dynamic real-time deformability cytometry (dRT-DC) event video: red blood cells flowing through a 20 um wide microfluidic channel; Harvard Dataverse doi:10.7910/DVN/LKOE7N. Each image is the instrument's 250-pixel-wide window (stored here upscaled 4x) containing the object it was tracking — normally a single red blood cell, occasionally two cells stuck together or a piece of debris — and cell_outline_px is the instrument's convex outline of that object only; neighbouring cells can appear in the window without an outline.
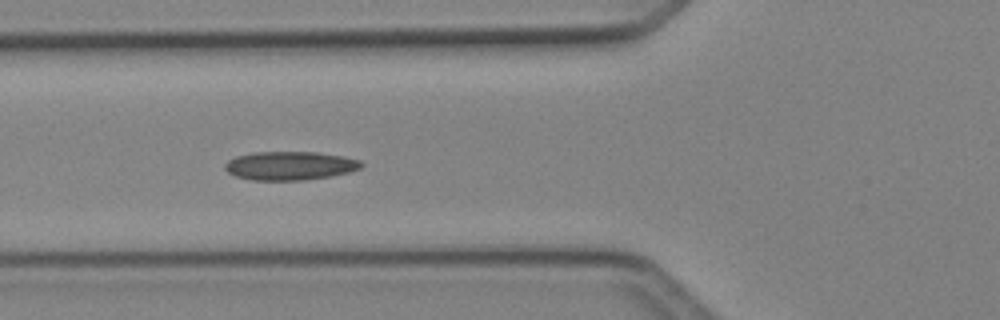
{"species": "Egyptian fruit bat (a non-hibernating species)", "species_latin": "Rousettus aegyptiacus", "temperature_condition": "cold", "stored_images_in_passage": 15, "camera_frame_rate_fps": 3000, "um_per_image_px": 0.085, "animal": {"sex": "female"}, "frame": {"image": 1, "passage_image": 5, "time_ms": 1.333, "image_size_px": [1000, 320], "cell_outline_px": [[364, 164], [360, 168], [348, 172], [332, 176], [304, 180], [248, 180], [236, 176], [228, 172], [224, 168], [224, 164], [228, 160], [236, 156], [252, 152], [316, 152], [340, 156], [360, 160]], "centroid_in_image_um": [24.61, 14.09], "position_along_channel_um": 101.2, "area_um2": 22.77}}